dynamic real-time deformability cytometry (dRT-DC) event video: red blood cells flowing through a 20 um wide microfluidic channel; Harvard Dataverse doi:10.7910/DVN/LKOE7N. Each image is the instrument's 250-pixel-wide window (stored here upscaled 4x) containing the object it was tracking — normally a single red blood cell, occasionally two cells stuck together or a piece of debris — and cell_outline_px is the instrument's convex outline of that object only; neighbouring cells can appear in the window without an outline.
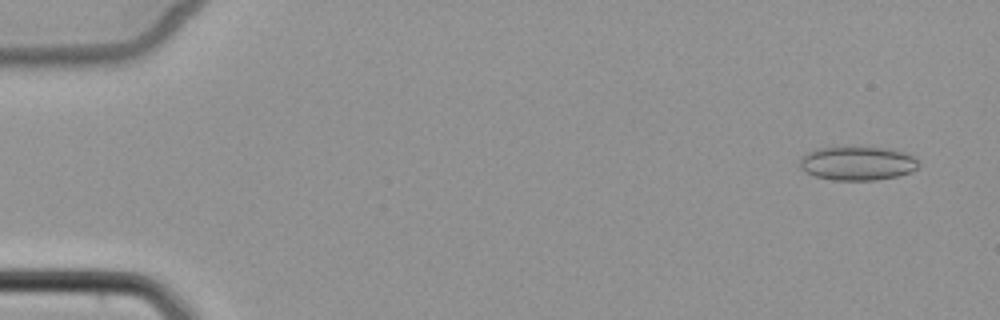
{"species": "common noctule bat (a hibernating species)", "species_latin": "Nyctalus noctula", "temperature_condition": "cold", "stored_images_in_passage": 4, "camera_frame_rate_fps": 3000, "um_per_image_px": 0.085, "animal": {"sex": "female", "body_mass_g": 22.7, "forearm_length_mm": 54.2}, "frame": {"image": 1, "passage_image": 1, "time_ms": 0.0, "image_size_px": [1000, 320], "cell_outline_px": [[920, 164], [912, 172], [896, 176], [876, 180], [832, 180], [816, 176], [804, 172], [800, 168], [800, 156], [816, 148], [888, 148], [904, 152], [912, 156]], "centroid_in_image_um": [72.86, 13.89], "position_along_channel_um": 12.1, "area_um2": 23.29}}